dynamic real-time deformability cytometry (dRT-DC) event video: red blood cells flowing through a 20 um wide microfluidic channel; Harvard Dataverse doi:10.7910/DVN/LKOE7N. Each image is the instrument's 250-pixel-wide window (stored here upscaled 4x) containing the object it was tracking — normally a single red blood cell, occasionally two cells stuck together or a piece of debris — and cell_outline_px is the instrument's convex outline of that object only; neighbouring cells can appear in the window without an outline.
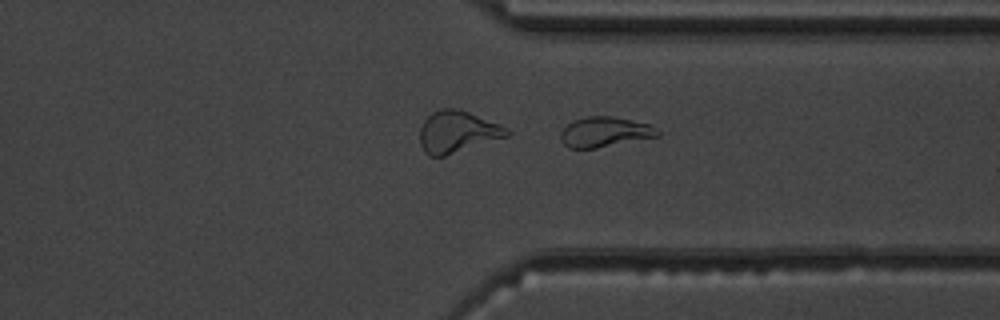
{"species": "common noctule bat (a hibernating species)", "species_latin": "Nyctalus noctula", "temperature_condition": "warm", "stored_images_in_passage": 47, "camera_frame_rate_fps": 3000, "um_per_image_px": 0.085, "animal": {"sex": "male", "body_mass_g": 19.5, "forearm_length_mm": 54.6}, "frame": {"image": 1, "passage_image": 36, "time_ms": 11.667, "image_size_px": [1000, 320], "cell_outline_px": [[660, 136], [596, 148], [568, 148], [560, 140], [560, 132], [572, 120], [588, 116], [612, 116], [652, 124], [660, 132]], "centroid_in_image_um": [51.42, 11.21], "position_along_channel_um": 360.0, "area_um2": 17.17}, "authors_computed_cell_mechanics": {"area_um2": 19.074, "velocity_mm_per_s": 3.9923, "shape_relaxation_time_tau1_ms": 4.4553, "shape_relaxation_time_tau2_ms": 1.9883, "deformation_change_tau1": 0.2091, "deformation_change_tau2": 0.0984}}